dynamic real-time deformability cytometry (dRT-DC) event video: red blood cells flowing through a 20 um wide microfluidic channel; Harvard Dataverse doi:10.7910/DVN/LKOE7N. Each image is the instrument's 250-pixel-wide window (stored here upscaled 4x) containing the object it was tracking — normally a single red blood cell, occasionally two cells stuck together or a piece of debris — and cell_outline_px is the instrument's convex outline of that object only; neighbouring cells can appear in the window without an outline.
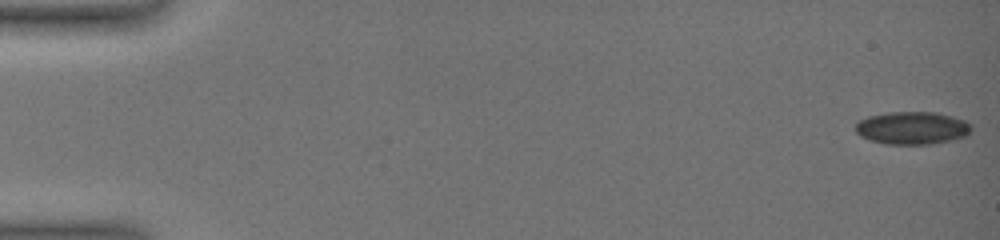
{"species": "common noctule bat (a hibernating species)", "species_latin": "Nyctalus noctula", "temperature_condition": "warm", "stored_images_in_passage": 79, "camera_frame_rate_fps": 3000, "um_per_image_px": 0.085, "animal": {"sex": "female", "body_mass_g": 19.0, "forearm_length_mm": 51.5}, "frame": {"image": 1, "passage_image": 1, "time_ms": 0.0, "image_size_px": [1000, 240], "cell_outline_px": [[972, 128], [968, 136], [928, 144], [884, 144], [868, 140], [860, 136], [856, 132], [856, 124], [860, 120], [868, 116], [888, 112], [936, 112], [952, 116], [964, 120], [972, 124]], "centroid_in_image_um": [77.54, 10.87], "position_along_channel_um": 7.5, "area_um2": 22.2}}
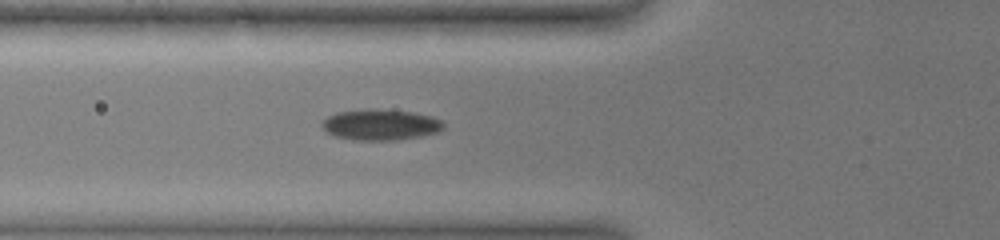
{"frame": {"image": 2, "passage_image": 32, "time_ms": 6.333, "image_size_px": [1000, 240], "cell_outline_px": [[444, 128], [440, 132], [424, 136], [400, 140], [352, 140], [332, 136], [320, 124], [328, 116], [336, 112], [364, 108], [376, 108], [416, 112], [432, 116], [444, 120]], "centroid_in_image_um": [32.39, 10.59], "position_along_channel_um": 93.4, "area_um2": 22.6}}
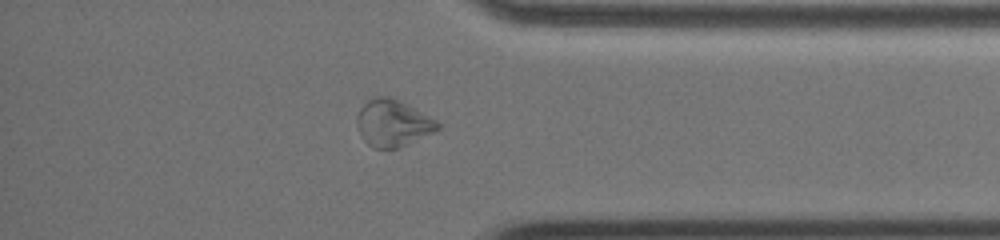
{"frame": {"image": 3, "passage_image": 68, "time_ms": 14.0, "image_size_px": [1000, 240], "cell_outline_px": [[440, 128], [400, 148], [372, 148], [360, 136], [356, 128], [356, 116], [360, 108], [372, 96], [388, 96], [400, 100], [436, 120], [440, 124]], "centroid_in_image_um": [33.34, 10.46], "position_along_channel_um": 401.9, "area_um2": 22.14}, "authors_computed_cell_mechanics": {"area_um2": 21.7328, "velocity_mm_per_s": 4.0521, "shape_relaxation_time_tau1_ms": null, "shape_relaxation_time_tau2_ms": 4.1792, "deformation_change_tau1": null, "deformation_change_tau2": 0.0933}}